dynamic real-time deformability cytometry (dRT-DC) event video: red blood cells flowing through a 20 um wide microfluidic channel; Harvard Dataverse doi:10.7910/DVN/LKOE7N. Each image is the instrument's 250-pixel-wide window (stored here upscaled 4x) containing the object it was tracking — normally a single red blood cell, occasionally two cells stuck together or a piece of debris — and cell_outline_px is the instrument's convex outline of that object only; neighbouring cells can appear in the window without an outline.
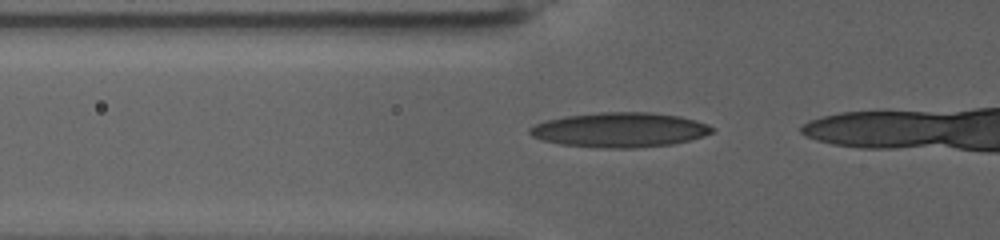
{"species": "human", "species_latin": "Homo sapiens", "temperature_condition": "warm", "stored_images_in_passage": 28, "camera_frame_rate_fps": 3000, "um_per_image_px": 0.085, "donor": {"sex": "female"}, "frame": {"image": 1, "passage_image": 20, "time_ms": 6.333, "image_size_px": [1000, 240], "cell_outline_px": [[712, 132], [704, 136], [672, 144], [636, 148], [600, 148], [560, 144], [544, 140], [532, 136], [528, 132], [528, 128], [536, 124], [548, 120], [564, 116], [600, 112], [652, 112], [680, 116], [696, 120], [708, 124], [712, 128]], "centroid_in_image_um": [52.68, 11.03], "position_along_channel_um": 73.1, "area_um2": 36.88}}
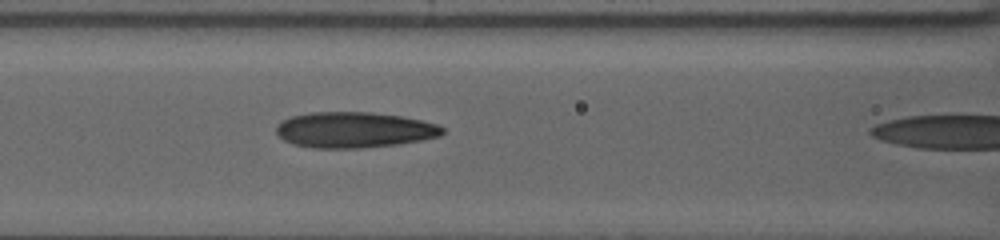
{"frame": {"image": 2, "passage_image": 27, "time_ms": 8.667, "image_size_px": [1000, 240], "cell_outline_px": [[444, 132], [440, 136], [420, 140], [396, 144], [360, 148], [312, 148], [292, 144], [284, 140], [276, 132], [276, 124], [292, 116], [312, 112], [368, 112], [400, 116], [420, 120], [436, 124], [444, 128]], "centroid_in_image_um": [30.07, 11.04], "position_along_channel_um": 136.5, "area_um2": 34.45}}